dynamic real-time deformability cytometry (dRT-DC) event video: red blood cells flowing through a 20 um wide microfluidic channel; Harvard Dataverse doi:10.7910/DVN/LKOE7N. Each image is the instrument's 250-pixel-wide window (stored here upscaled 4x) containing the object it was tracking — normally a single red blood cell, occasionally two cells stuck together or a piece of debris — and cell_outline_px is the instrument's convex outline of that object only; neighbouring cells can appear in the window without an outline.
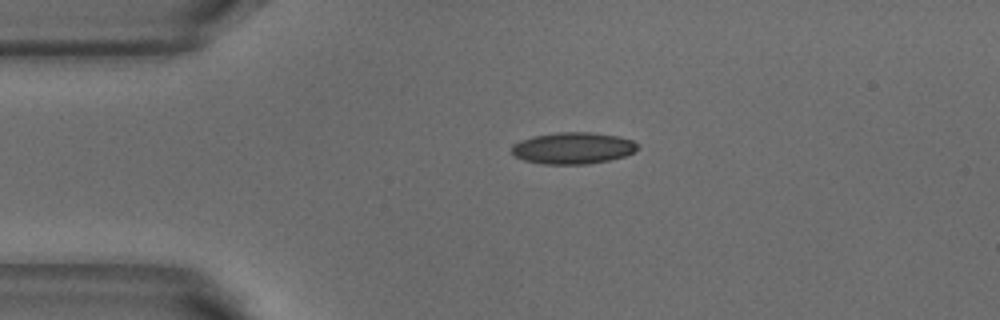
{"species": "common noctule bat (a hibernating species)", "species_latin": "Nyctalus noctula", "temperature_condition": "warm", "stored_images_in_passage": 2, "camera_frame_rate_fps": 3000, "um_per_image_px": 0.085, "animal": {"sex": "male", "body_mass_g": 18.8}, "frame": {"image": 1, "passage_image": 1, "time_ms": 0.0, "image_size_px": [1000, 320], "cell_outline_px": [[636, 148], [632, 152], [624, 156], [608, 160], [588, 164], [544, 164], [524, 160], [516, 156], [512, 152], [512, 144], [520, 140], [532, 136], [556, 132], [588, 132], [620, 136], [632, 140], [636, 144]], "centroid_in_image_um": [48.66, 12.58], "position_along_channel_um": 36.3, "area_um2": 23.06}}